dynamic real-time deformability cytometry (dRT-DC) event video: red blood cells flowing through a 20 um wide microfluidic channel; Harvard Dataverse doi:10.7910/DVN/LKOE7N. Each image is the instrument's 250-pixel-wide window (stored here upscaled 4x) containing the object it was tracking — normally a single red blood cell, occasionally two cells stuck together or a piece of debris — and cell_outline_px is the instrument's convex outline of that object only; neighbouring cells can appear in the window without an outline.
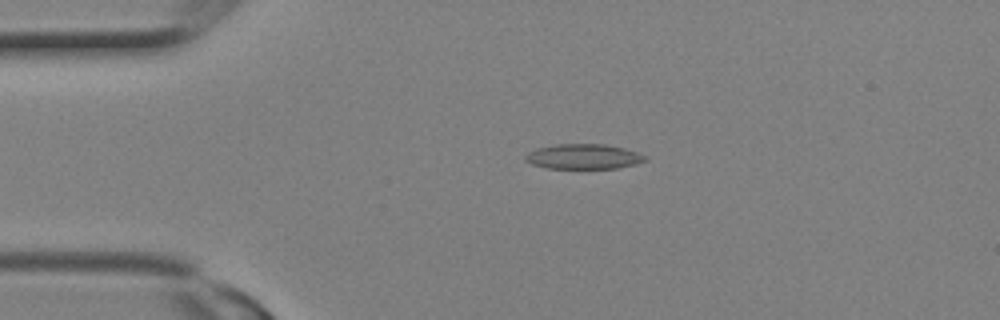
{"species": "Egyptian fruit bat (a non-hibernating species)", "species_latin": "Rousettus aegyptiacus", "temperature_condition": "room temperature", "stored_images_in_passage": 2, "camera_frame_rate_fps": 3000, "um_per_image_px": 0.085, "animal": {"sex": "female"}, "frame": {"image": 1, "passage_image": 1, "time_ms": 0.0, "image_size_px": [1000, 320], "cell_outline_px": [[648, 160], [636, 164], [616, 168], [548, 168], [532, 164], [524, 160], [524, 156], [528, 152], [536, 148], [556, 144], [604, 144], [624, 148], [648, 156]], "centroid_in_image_um": [49.6, 13.3], "position_along_channel_um": 35.4, "area_um2": 17.51}}
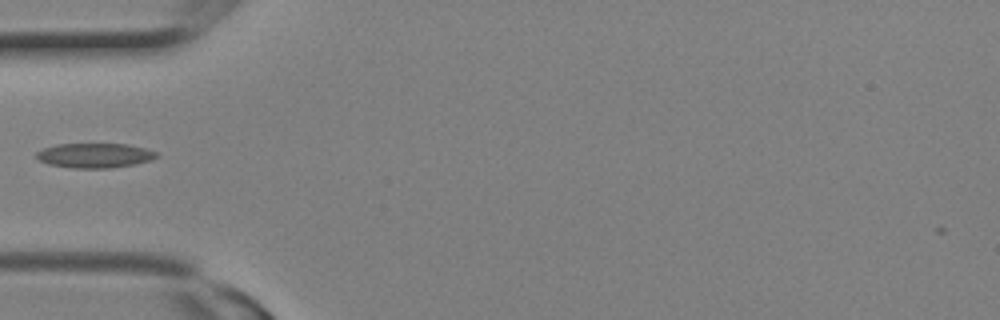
{"frame": {"image": 2, "passage_image": 2, "time_ms": 0.333, "image_size_px": [1000, 320], "cell_outline_px": [[160, 156], [152, 160], [136, 164], [108, 168], [72, 168], [48, 164], [40, 160], [36, 156], [36, 152], [44, 148], [56, 144], [128, 144], [160, 152]], "centroid_in_image_um": [8.11, 13.21], "position_along_channel_um": 76.9, "area_um2": 17.4}}